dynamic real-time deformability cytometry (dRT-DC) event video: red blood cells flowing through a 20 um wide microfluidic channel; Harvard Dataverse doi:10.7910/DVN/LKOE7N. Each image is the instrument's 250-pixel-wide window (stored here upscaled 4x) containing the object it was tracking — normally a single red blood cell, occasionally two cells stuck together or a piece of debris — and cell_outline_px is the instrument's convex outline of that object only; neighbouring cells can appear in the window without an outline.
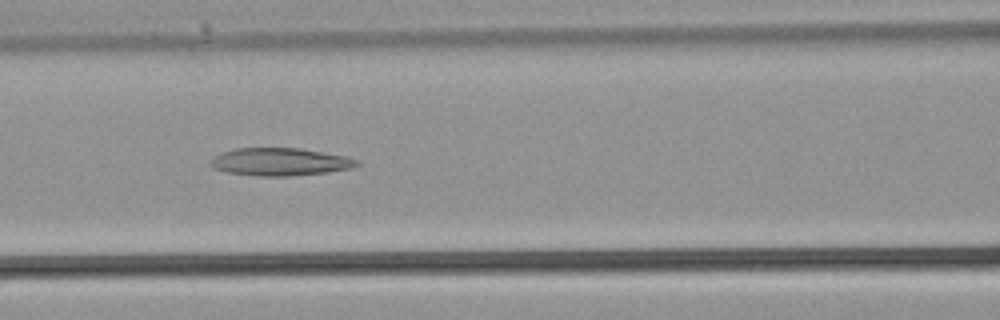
{"species": "common noctule bat (a hibernating species)", "species_latin": "Nyctalus noctula", "temperature_condition": "warm", "stored_images_in_passage": 31, "camera_frame_rate_fps": 3000, "um_per_image_px": 0.085, "animal": {"sex": "male", "body_mass_g": 21.5, "forearm_length_mm": 52.0}, "frame": {"image": 1, "passage_image": 15, "time_ms": 4.667, "image_size_px": [1000, 320], "cell_outline_px": [[360, 164], [352, 168], [328, 172], [292, 176], [260, 176], [228, 172], [212, 168], [208, 164], [216, 156], [224, 152], [236, 148], [300, 148], [348, 156], [360, 160]], "centroid_in_image_um": [23.87, 13.75], "position_along_channel_um": 142.7, "area_um2": 23.7}}
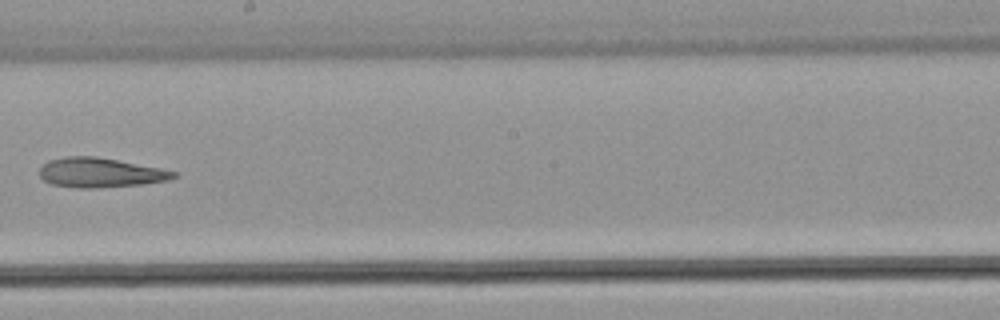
{"frame": {"image": 2, "passage_image": 20, "time_ms": 6.333, "image_size_px": [1000, 320], "cell_outline_px": [[180, 176], [168, 180], [140, 184], [96, 188], [76, 188], [52, 184], [44, 180], [40, 176], [40, 168], [48, 160], [64, 156], [96, 156], [160, 168], [176, 172]], "centroid_in_image_um": [8.51, 14.67], "position_along_channel_um": 239.7, "area_um2": 23.06}}
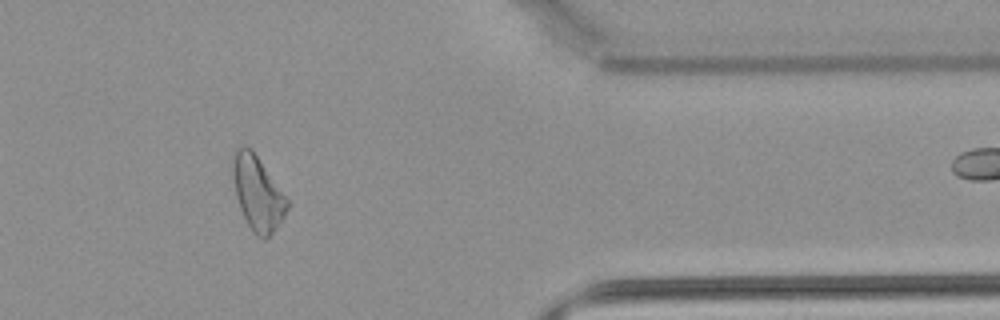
{"frame": {"image": 3, "passage_image": 29, "time_ms": 9.333, "image_size_px": [1000, 320], "cell_outline_px": [[288, 208], [284, 216], [276, 228], [264, 240], [256, 236], [252, 232], [240, 208], [236, 196], [232, 172], [232, 156], [236, 148], [244, 144], [252, 148], [288, 200]], "centroid_in_image_um": [21.87, 16.39], "position_along_channel_um": 389.5, "area_um2": 23.47}}